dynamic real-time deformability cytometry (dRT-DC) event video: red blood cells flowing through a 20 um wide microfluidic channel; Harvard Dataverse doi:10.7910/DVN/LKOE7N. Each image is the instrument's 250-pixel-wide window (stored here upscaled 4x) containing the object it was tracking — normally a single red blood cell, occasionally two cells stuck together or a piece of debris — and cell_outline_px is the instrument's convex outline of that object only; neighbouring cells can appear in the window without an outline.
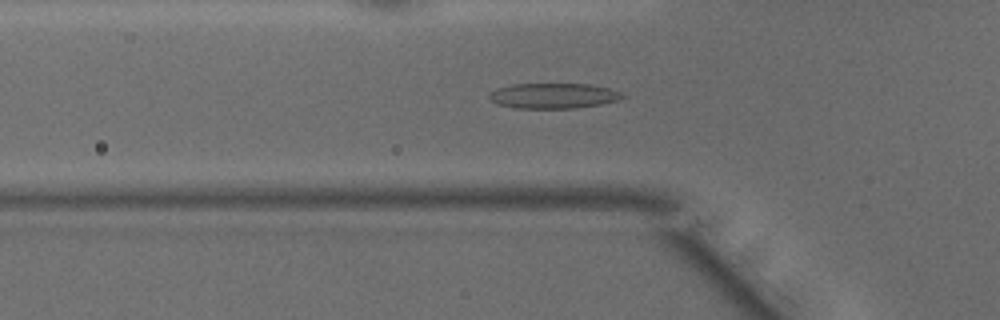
{"species": "common noctule bat (a hibernating species)", "species_latin": "Nyctalus noctula", "temperature_condition": "warm", "stored_images_in_passage": 48, "camera_frame_rate_fps": 3000, "um_per_image_px": 0.085, "animal": {"sex": "male", "body_mass_g": 15.6}, "frame": {"image": 1, "passage_image": 16, "time_ms": 5.0, "image_size_px": [1000, 320], "cell_outline_px": [[624, 96], [620, 100], [600, 104], [576, 108], [512, 108], [496, 104], [488, 96], [496, 88], [512, 84], [592, 84], [608, 88], [620, 92]], "centroid_in_image_um": [47.02, 8.14], "position_along_channel_um": 78.8, "area_um2": 19.65}}
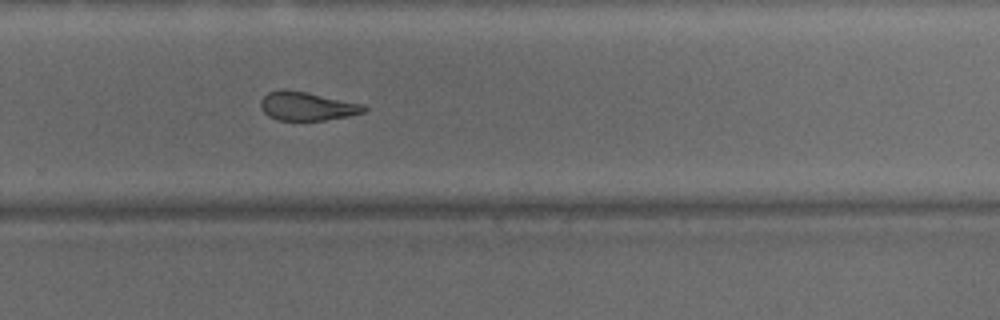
{"frame": {"image": 2, "passage_image": 32, "time_ms": 10.333, "image_size_px": [1000, 320], "cell_outline_px": [[368, 108], [364, 112], [348, 116], [324, 120], [276, 120], [268, 116], [260, 108], [260, 100], [268, 92], [280, 88], [284, 88], [364, 104]], "centroid_in_image_um": [26.05, 9.02], "position_along_channel_um": 303.7, "area_um2": 17.28}}
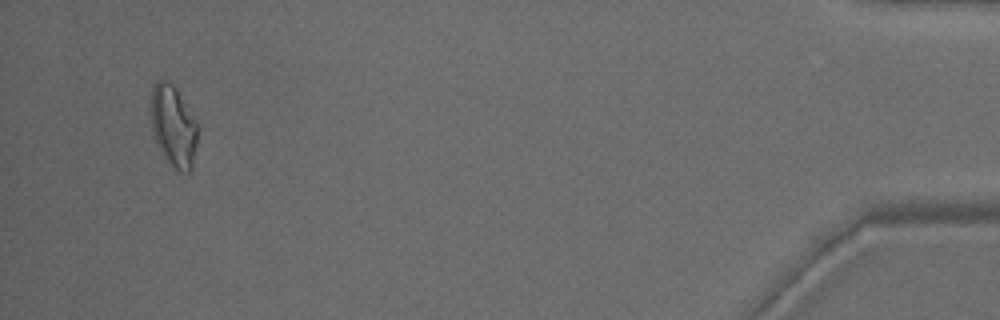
{"frame": {"image": 3, "passage_image": 46, "time_ms": 15.0, "image_size_px": [1000, 320], "cell_outline_px": [[200, 128], [192, 168], [188, 172], [180, 172], [164, 156], [156, 144], [152, 128], [148, 100], [152, 84], [156, 80], [168, 80], [176, 88], [200, 124]], "centroid_in_image_um": [14.74, 10.64], "position_along_channel_um": 420.5, "area_um2": 23.06}, "authors_computed_cell_mechanics": {"area_um2": 19.6231, "velocity_mm_per_s": 4.2108, "shape_relaxation_time_tau1_ms": null, "shape_relaxation_time_tau2_ms": 2.7254, "deformation_change_tau1": null, "deformation_change_tau2": 0.1133}}